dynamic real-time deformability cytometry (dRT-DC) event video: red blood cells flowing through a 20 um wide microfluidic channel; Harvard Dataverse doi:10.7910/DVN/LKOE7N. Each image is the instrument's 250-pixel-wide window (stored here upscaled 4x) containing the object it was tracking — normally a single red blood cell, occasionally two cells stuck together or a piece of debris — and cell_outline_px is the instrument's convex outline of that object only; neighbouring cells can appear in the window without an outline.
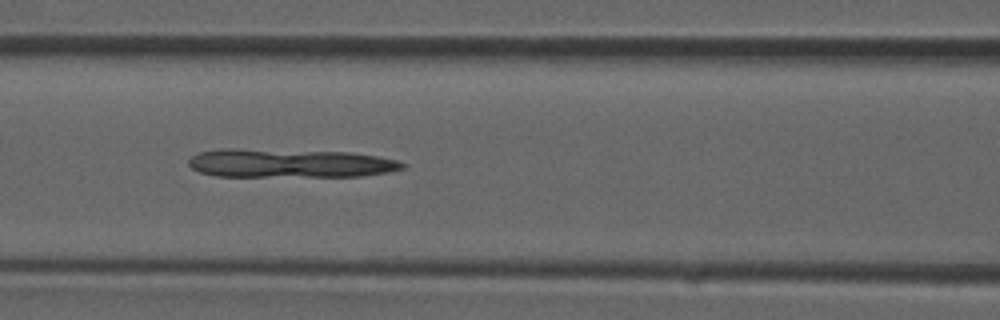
{"species": "common noctule bat (a hibernating species)", "species_latin": "Nyctalus noctula", "temperature_condition": "room temperature", "stored_images_in_passage": 35, "camera_frame_rate_fps": 3000, "um_per_image_px": 0.085, "animal": {"sex": "male", "forearm_length_mm": 52.5}, "frame": {"image": 1, "passage_image": 14, "time_ms": 4.333, "image_size_px": [1000, 320], "cell_outline_px": [[408, 164], [404, 168], [388, 172], [360, 176], [216, 176], [200, 172], [192, 168], [188, 164], [188, 160], [192, 156], [200, 152], [220, 148], [236, 148], [348, 152], [376, 156], [396, 160]], "centroid_in_image_um": [24.6, 13.87], "position_along_channel_um": 142.0, "area_um2": 35.84}}
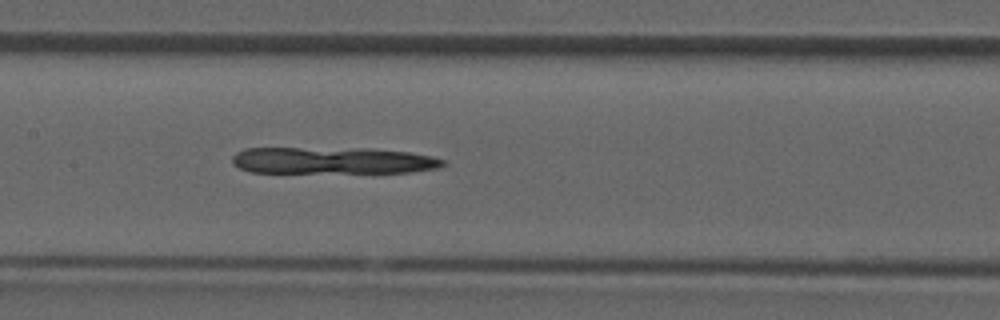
{"frame": {"image": 2, "passage_image": 16, "time_ms": 5.0, "image_size_px": [1000, 320], "cell_outline_px": [[448, 164], [440, 168], [412, 172], [252, 172], [240, 168], [232, 164], [232, 156], [236, 152], [244, 148], [372, 148], [408, 152], [432, 156], [444, 160]], "centroid_in_image_um": [28.3, 13.63], "position_along_channel_um": 179.1, "area_um2": 33.06}}
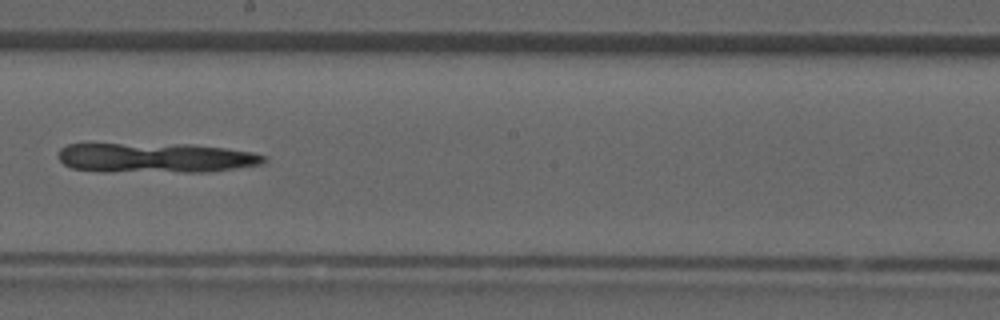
{"frame": {"image": 3, "passage_image": 19, "time_ms": 6.0, "image_size_px": [1000, 320], "cell_outline_px": [[268, 160], [264, 164], [208, 172], [100, 172], [72, 168], [64, 164], [56, 156], [60, 148], [68, 144], [192, 144], [224, 148], [252, 152], [268, 156]], "centroid_in_image_um": [13.24, 13.43], "position_along_channel_um": 235.0, "area_um2": 36.36}}